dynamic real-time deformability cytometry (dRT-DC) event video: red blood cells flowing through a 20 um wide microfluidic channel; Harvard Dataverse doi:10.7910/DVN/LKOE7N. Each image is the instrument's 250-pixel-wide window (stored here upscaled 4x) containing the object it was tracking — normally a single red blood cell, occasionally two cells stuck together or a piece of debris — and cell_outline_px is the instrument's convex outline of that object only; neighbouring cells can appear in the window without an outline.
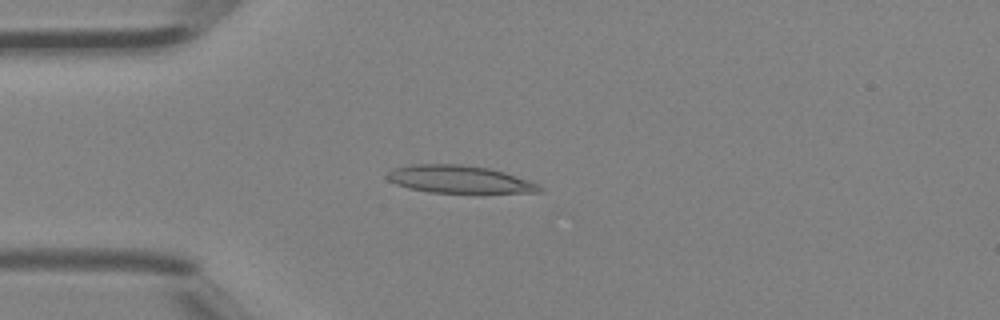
{"species": "Egyptian fruit bat (a non-hibernating species)", "species_latin": "Rousettus aegyptiacus", "temperature_condition": "room temperature", "stored_images_in_passage": 45, "camera_frame_rate_fps": 3000, "um_per_image_px": 0.085, "animal": {"sex": "female"}, "frame": {"image": 1, "passage_image": 12, "time_ms": 3.667, "image_size_px": [1000, 320], "cell_outline_px": [[544, 192], [428, 192], [408, 188], [396, 184], [388, 180], [384, 176], [392, 168], [412, 164], [460, 164], [488, 168], [504, 172], [532, 180], [540, 184], [544, 188]], "centroid_in_image_um": [39.05, 15.23], "position_along_channel_um": 46.0, "area_um2": 24.62}}
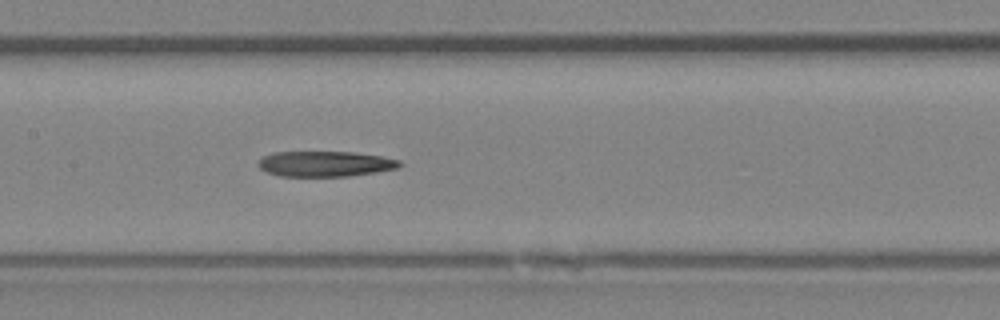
{"frame": {"image": 2, "passage_image": 22, "time_ms": 7.0, "image_size_px": [1000, 320], "cell_outline_px": [[404, 164], [396, 168], [376, 172], [348, 176], [280, 176], [268, 172], [260, 168], [256, 164], [264, 156], [272, 152], [352, 152], [384, 156], [400, 160]], "centroid_in_image_um": [27.66, 13.92], "position_along_channel_um": 179.7, "area_um2": 20.98}}
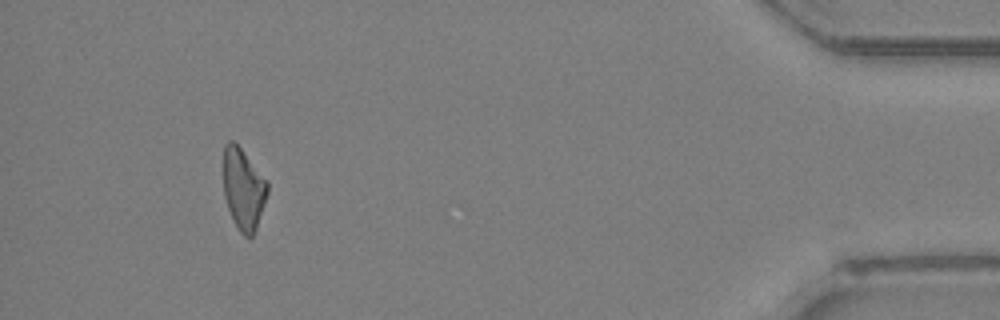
{"frame": {"image": 3, "passage_image": 42, "time_ms": 13.667, "image_size_px": [1000, 320], "cell_outline_px": [[268, 192], [256, 228], [252, 236], [244, 236], [240, 232], [228, 208], [224, 196], [224, 144], [228, 140], [232, 140], [240, 148], [268, 180]], "centroid_in_image_um": [20.69, 16.04], "position_along_channel_um": 414.5, "area_um2": 20.58}}